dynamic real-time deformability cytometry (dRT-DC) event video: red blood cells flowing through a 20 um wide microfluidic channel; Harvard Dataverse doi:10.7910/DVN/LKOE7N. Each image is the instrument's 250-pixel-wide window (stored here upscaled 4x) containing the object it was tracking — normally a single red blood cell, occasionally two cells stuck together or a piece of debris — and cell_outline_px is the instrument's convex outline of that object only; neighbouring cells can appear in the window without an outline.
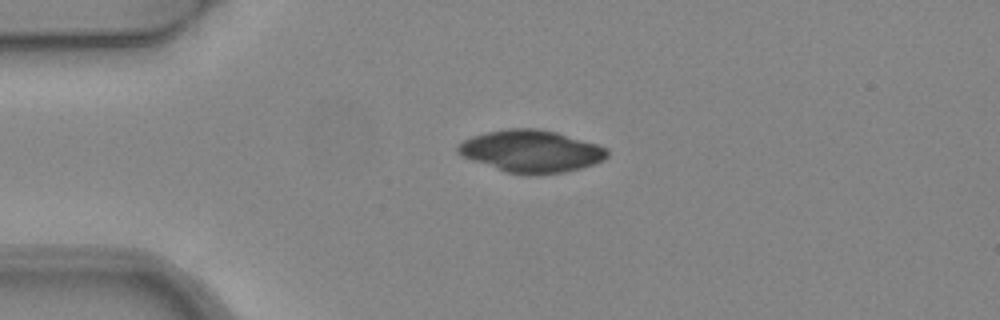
{"species": "common noctule bat (a hibernating species)", "species_latin": "Nyctalus noctula", "temperature_condition": "warm", "stored_images_in_passage": 2, "camera_frame_rate_fps": 3000, "um_per_image_px": 0.085, "animal": {"sex": "female", "body_mass_g": 24.6, "forearm_length_mm": 56.2}, "frame": {"image": 1, "passage_image": 1, "time_ms": 0.0, "image_size_px": [1000, 320], "cell_outline_px": [[608, 156], [604, 160], [580, 168], [564, 172], [536, 176], [524, 176], [508, 172], [460, 156], [456, 152], [456, 144], [472, 136], [488, 132], [508, 128], [536, 128], [556, 132], [596, 144], [608, 148]], "centroid_in_image_um": [45.13, 12.86], "position_along_channel_um": 39.9, "area_um2": 36.88}}